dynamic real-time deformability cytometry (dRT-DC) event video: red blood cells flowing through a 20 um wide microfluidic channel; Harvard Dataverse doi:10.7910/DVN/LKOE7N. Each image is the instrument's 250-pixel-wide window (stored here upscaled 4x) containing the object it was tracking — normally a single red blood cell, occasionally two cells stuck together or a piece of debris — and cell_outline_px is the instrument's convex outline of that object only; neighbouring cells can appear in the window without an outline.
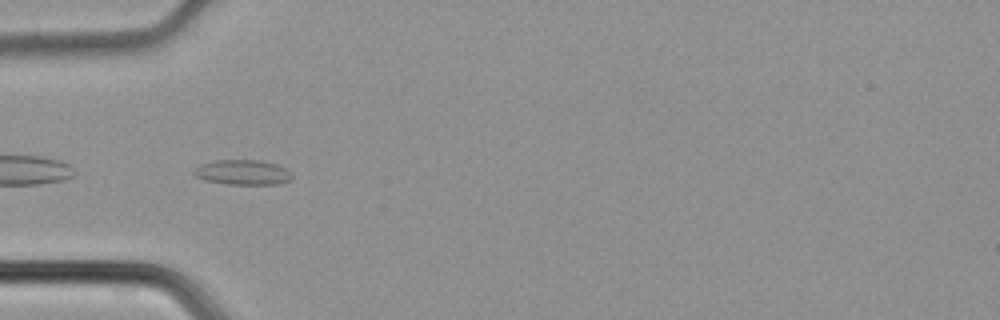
{"species": "common noctule bat (a hibernating species)", "species_latin": "Nyctalus noctula", "temperature_condition": "cold", "stored_images_in_passage": 48, "camera_frame_rate_fps": 3000, "um_per_image_px": 0.085, "animal": {"sex": "male", "body_mass_g": 21.5, "forearm_length_mm": 52.0}, "frame": {"image": 1, "passage_image": 16, "time_ms": 5.0, "image_size_px": [1000, 320], "cell_outline_px": [[292, 180], [280, 184], [228, 184], [204, 180], [196, 176], [192, 172], [200, 164], [212, 160], [260, 160], [276, 164], [288, 168], [292, 172]], "centroid_in_image_um": [20.67, 14.64], "position_along_channel_um": 64.3, "area_um2": 14.51}}
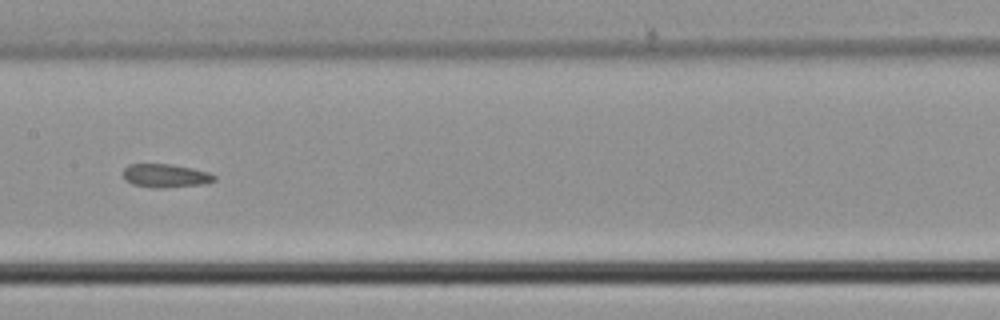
{"frame": {"image": 2, "passage_image": 25, "time_ms": 8.0, "image_size_px": [1000, 320], "cell_outline_px": [[216, 180], [204, 184], [160, 188], [152, 188], [132, 184], [124, 180], [124, 168], [128, 164], [172, 164], [192, 168], [208, 172], [216, 176]], "centroid_in_image_um": [14.06, 14.93], "position_along_channel_um": 193.3, "area_um2": 12.54}}
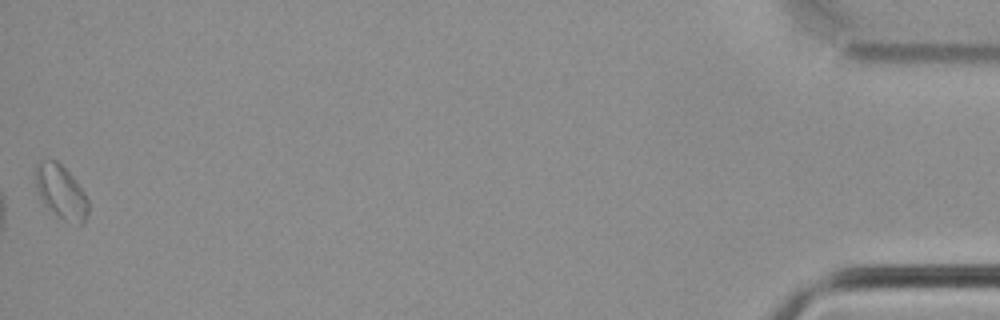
{"frame": {"image": 3, "passage_image": 48, "time_ms": 15.667, "image_size_px": [1000, 320], "cell_outline_px": [[88, 212], [84, 224], [80, 224], [64, 220], [48, 208], [44, 204], [36, 188], [36, 164], [40, 160], [56, 160], [72, 176], [84, 192], [88, 200]], "centroid_in_image_um": [5.19, 16.31], "position_along_channel_um": 430.0, "area_um2": 16.24}}